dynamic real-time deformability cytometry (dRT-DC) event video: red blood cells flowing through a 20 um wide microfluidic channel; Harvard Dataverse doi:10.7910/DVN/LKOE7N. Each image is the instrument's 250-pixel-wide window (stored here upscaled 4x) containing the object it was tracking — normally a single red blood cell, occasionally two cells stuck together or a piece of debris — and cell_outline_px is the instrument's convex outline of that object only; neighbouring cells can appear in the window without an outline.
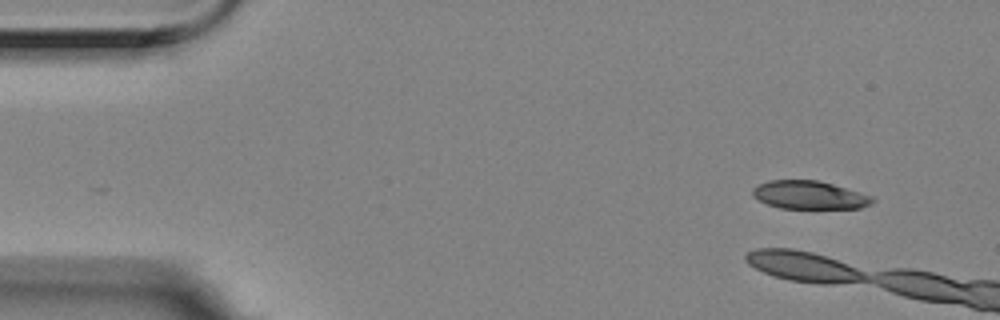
{"species": "Egyptian fruit bat (a non-hibernating species)", "species_latin": "Rousettus aegyptiacus", "temperature_condition": "room temperature", "stored_images_in_passage": 2, "camera_frame_rate_fps": 3000, "um_per_image_px": 0.085, "animal": {"sex": "female"}, "frame": {"image": 1, "passage_image": 2, "time_ms": 0.333, "image_size_px": [1000, 320], "cell_outline_px": [[876, 200], [872, 204], [860, 208], [780, 208], [768, 204], [752, 196], [752, 188], [768, 180], [820, 180], [872, 196]], "centroid_in_image_um": [68.81, 16.57], "position_along_channel_um": 16.2, "area_um2": 19.65}}